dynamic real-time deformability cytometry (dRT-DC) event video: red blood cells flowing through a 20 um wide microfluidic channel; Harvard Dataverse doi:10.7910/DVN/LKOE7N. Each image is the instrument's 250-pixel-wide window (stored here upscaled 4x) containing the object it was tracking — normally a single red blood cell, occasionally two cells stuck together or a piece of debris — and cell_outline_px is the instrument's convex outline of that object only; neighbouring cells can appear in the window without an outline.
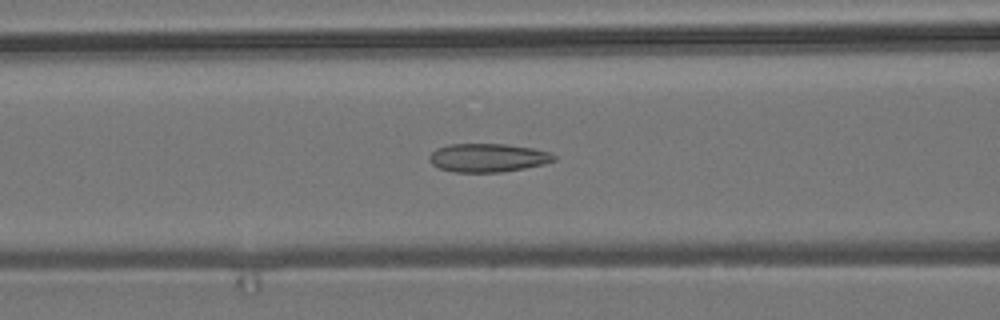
{"species": "common noctule bat (a hibernating species)", "species_latin": "Nyctalus noctula", "temperature_condition": "room temperature", "stored_images_in_passage": 31, "camera_frame_rate_fps": 3000, "um_per_image_px": 0.085, "animal": {"sex": "male", "body_mass_g": 19.2, "forearm_length_mm": 51.8}, "frame": {"image": 1, "passage_image": 23, "time_ms": 7.333, "image_size_px": [1000, 320], "cell_outline_px": [[556, 160], [544, 164], [524, 168], [500, 172], [452, 172], [440, 168], [432, 164], [428, 160], [428, 156], [436, 148], [448, 144], [508, 144], [536, 148], [552, 152], [556, 156]], "centroid_in_image_um": [41.49, 13.4], "position_along_channel_um": 125.1, "area_um2": 20.98}}
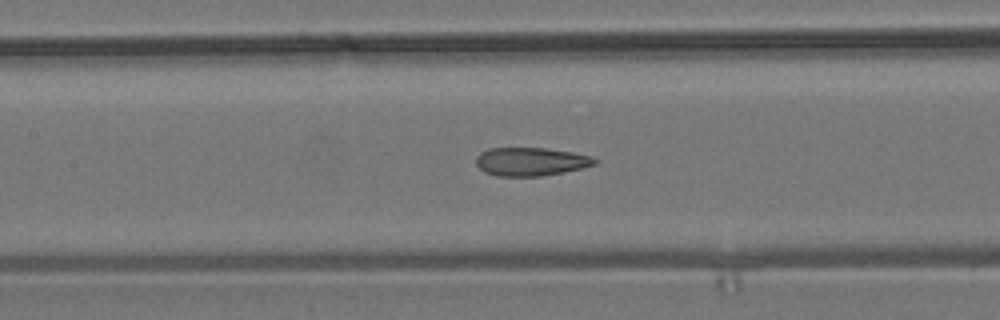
{"frame": {"image": 2, "passage_image": 26, "time_ms": 8.333, "image_size_px": [1000, 320], "cell_outline_px": [[600, 160], [596, 164], [584, 168], [544, 176], [496, 176], [484, 172], [476, 164], [476, 156], [480, 152], [488, 148], [548, 148], [572, 152], [592, 156]], "centroid_in_image_um": [45.15, 13.74], "position_along_channel_um": 162.3, "area_um2": 19.94}}
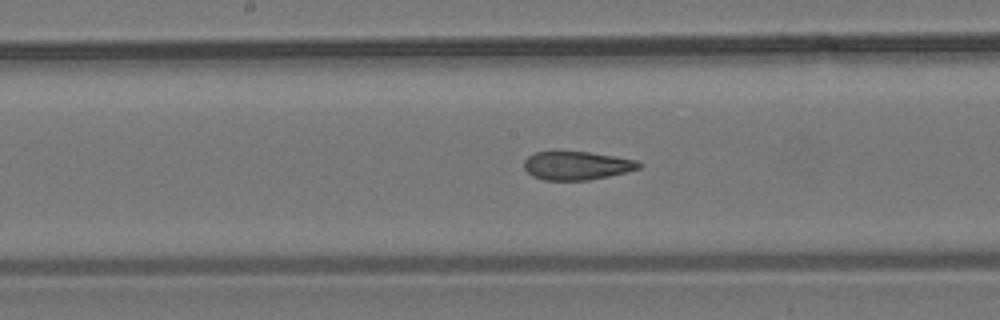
{"frame": {"image": 3, "passage_image": 29, "time_ms": 9.333, "image_size_px": [1000, 320], "cell_outline_px": [[644, 164], [640, 168], [628, 172], [588, 180], [544, 180], [532, 176], [524, 168], [524, 160], [528, 156], [536, 152], [556, 148], [588, 152], [636, 160]], "centroid_in_image_um": [48.98, 14.03], "position_along_channel_um": 199.2, "area_um2": 19.71}}